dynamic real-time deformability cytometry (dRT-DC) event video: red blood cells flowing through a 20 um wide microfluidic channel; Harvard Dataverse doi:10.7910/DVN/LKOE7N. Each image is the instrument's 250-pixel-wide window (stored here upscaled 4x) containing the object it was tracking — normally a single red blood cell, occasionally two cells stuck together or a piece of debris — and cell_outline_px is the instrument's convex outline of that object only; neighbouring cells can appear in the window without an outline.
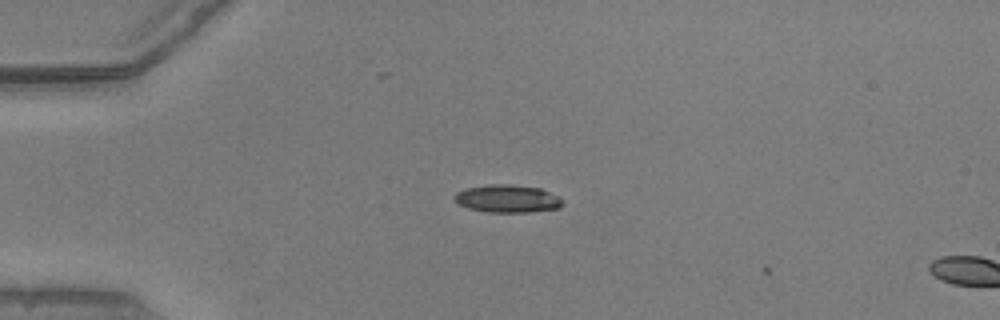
{"species": "common noctule bat (a hibernating species)", "species_latin": "Nyctalus noctula", "temperature_condition": "warm", "stored_images_in_passage": 6, "camera_frame_rate_fps": 3000, "um_per_image_px": 0.085, "animal": {"sex": "male", "body_mass_g": 20.5, "forearm_length_mm": 52.5}, "frame": {"image": 1, "passage_image": 3, "time_ms": 0.667, "image_size_px": [1000, 320], "cell_outline_px": [[564, 204], [560, 208], [528, 212], [488, 212], [468, 208], [456, 204], [452, 200], [452, 196], [456, 192], [468, 188], [492, 184], [508, 184], [540, 188], [560, 196], [564, 200]], "centroid_in_image_um": [43.13, 16.89], "position_along_channel_um": 41.9, "area_um2": 17.74}}